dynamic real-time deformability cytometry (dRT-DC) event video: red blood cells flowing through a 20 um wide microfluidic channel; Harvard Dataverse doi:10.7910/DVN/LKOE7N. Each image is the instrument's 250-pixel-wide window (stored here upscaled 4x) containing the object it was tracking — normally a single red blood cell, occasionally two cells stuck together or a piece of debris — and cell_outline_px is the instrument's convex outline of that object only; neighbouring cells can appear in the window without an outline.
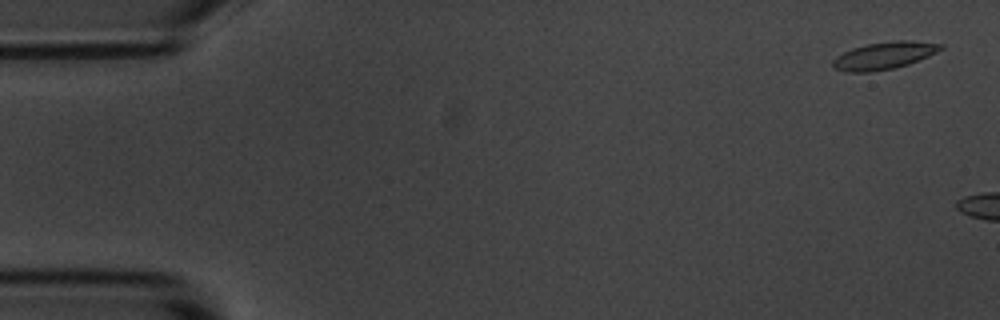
{"species": "common noctule bat (a hibernating species)", "species_latin": "Nyctalus noctula", "temperature_condition": "room temperature", "stored_images_in_passage": 3, "camera_frame_rate_fps": 3000, "um_per_image_px": 0.085, "animal": {"sex": "male", "body_mass_g": 20.1, "forearm_length_mm": 53.5}, "frame": {"image": 1, "passage_image": 1, "time_ms": 0.0, "image_size_px": [1000, 320], "cell_outline_px": [[944, 48], [928, 56], [908, 64], [892, 68], [868, 72], [848, 72], [836, 68], [832, 64], [832, 60], [836, 56], [852, 48], [868, 44], [896, 40], [912, 40], [944, 44]], "centroid_in_image_um": [75.17, 4.71], "position_along_channel_um": 9.8, "area_um2": 16.99}}